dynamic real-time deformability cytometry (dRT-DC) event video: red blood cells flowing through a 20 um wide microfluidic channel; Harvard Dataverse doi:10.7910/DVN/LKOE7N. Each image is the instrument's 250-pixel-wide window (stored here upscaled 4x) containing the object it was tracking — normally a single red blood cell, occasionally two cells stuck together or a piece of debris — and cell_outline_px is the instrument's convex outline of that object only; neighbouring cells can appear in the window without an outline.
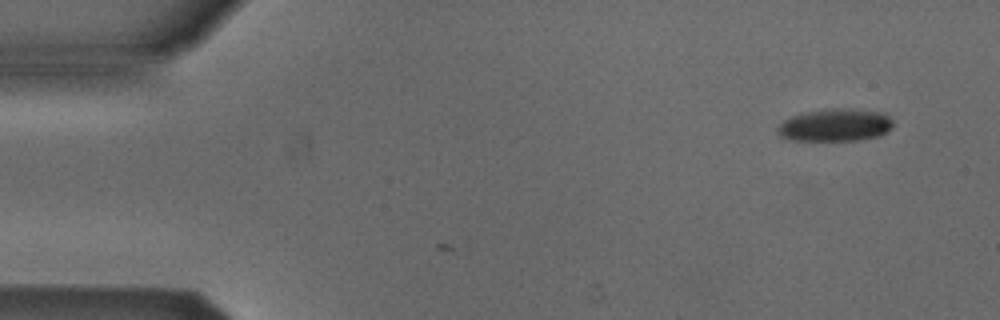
{"species": "Egyptian fruit bat (a non-hibernating species)", "species_latin": "Rousettus aegyptiacus", "temperature_condition": "cold", "stored_images_in_passage": 7, "camera_frame_rate_fps": 3000, "um_per_image_px": 0.085, "animal": {"sex": "male"}, "frame": {"image": 1, "passage_image": 7, "time_ms": 2.0, "image_size_px": [1000, 320], "cell_outline_px": [[892, 128], [888, 132], [876, 136], [856, 140], [792, 140], [780, 136], [776, 132], [776, 128], [784, 120], [792, 116], [804, 112], [832, 108], [884, 112], [892, 120]], "centroid_in_image_um": [70.97, 10.63], "position_along_channel_um": 14.0, "area_um2": 21.73}}